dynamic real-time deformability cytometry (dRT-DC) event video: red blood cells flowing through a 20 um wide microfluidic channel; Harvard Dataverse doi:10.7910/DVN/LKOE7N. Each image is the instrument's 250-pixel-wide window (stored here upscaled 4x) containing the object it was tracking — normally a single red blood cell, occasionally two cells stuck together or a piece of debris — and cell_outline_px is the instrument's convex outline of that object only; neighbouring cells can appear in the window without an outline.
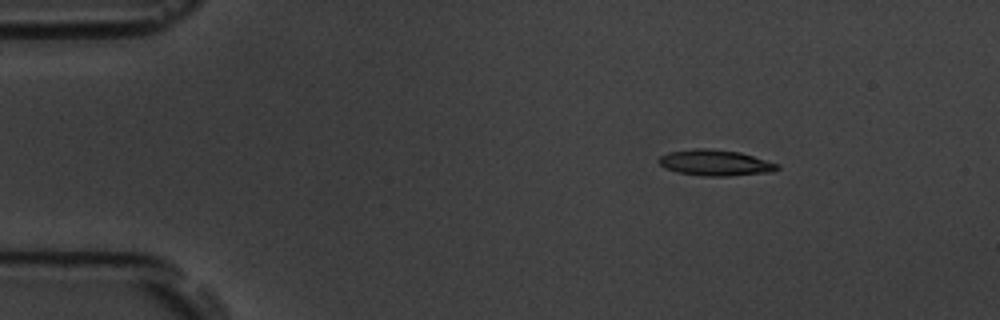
{"species": "common noctule bat (a hibernating species)", "species_latin": "Nyctalus noctula", "temperature_condition": "room temperature", "stored_images_in_passage": 10, "camera_frame_rate_fps": 3000, "um_per_image_px": 0.085, "animal": {"sex": "male", "body_mass_g": 19.5, "forearm_length_mm": 54.6}, "frame": {"image": 1, "passage_image": 1, "time_ms": 0.0, "image_size_px": [1000, 320], "cell_outline_px": [[780, 168], [772, 172], [728, 176], [704, 176], [680, 172], [664, 168], [656, 160], [660, 156], [668, 152], [692, 148], [708, 148], [740, 152], [780, 164]], "centroid_in_image_um": [60.8, 13.83], "position_along_channel_um": 24.2, "area_um2": 18.03}}
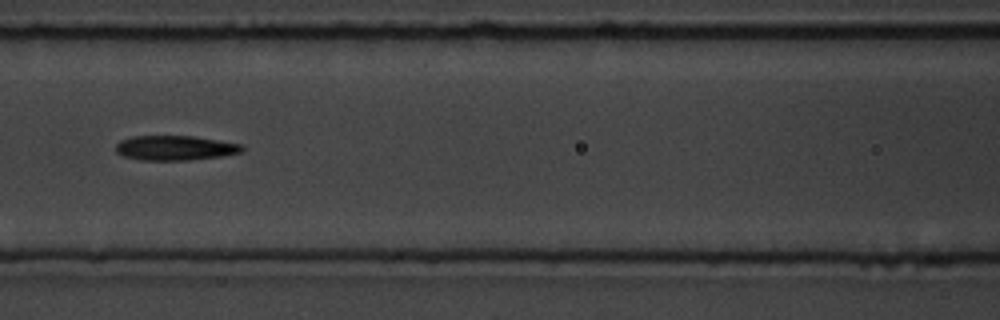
{"frame": {"image": 2, "passage_image": 6, "time_ms": 5.667, "image_size_px": [1000, 320], "cell_outline_px": [[244, 148], [240, 152], [224, 156], [188, 160], [140, 160], [124, 156], [116, 152], [116, 144], [120, 140], [132, 136], [196, 136], [240, 144]], "centroid_in_image_um": [14.86, 12.57], "position_along_channel_um": 151.7, "area_um2": 18.21}}
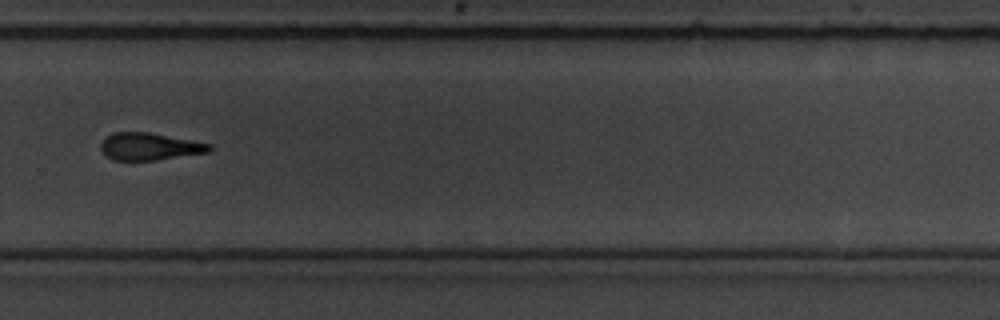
{"frame": {"image": 3, "passage_image": 10, "time_ms": 10.333, "image_size_px": [1000, 320], "cell_outline_px": [[212, 148], [208, 152], [156, 160], [112, 160], [100, 148], [100, 144], [112, 132], [148, 132], [192, 140], [212, 144]], "centroid_in_image_um": [12.72, 12.45], "position_along_channel_um": 317.1, "area_um2": 17.11}}